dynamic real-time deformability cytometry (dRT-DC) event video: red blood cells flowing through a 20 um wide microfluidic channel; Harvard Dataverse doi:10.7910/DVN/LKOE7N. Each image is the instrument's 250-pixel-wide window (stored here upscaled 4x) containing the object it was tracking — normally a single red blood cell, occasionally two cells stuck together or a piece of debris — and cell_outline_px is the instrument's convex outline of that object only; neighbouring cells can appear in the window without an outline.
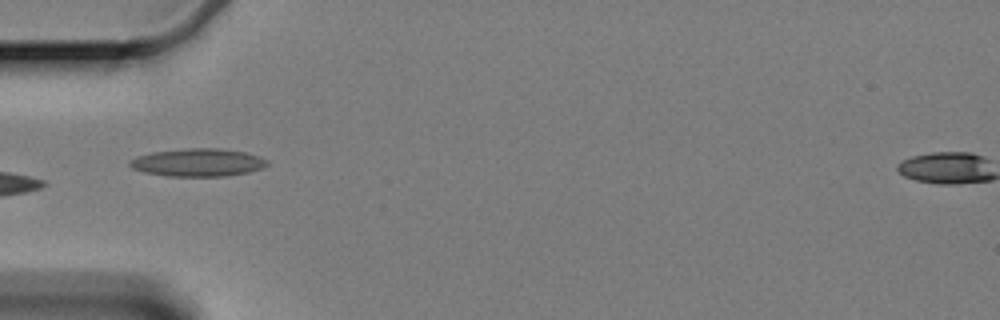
{"species": "Egyptian fruit bat (a non-hibernating species)", "species_latin": "Rousettus aegyptiacus", "temperature_condition": "cold", "stored_images_in_passage": 41, "camera_frame_rate_fps": 3000, "um_per_image_px": 0.085, "animal": {"sex": "female"}, "frame": {"image": 1, "passage_image": 1, "time_ms": 0.0, "image_size_px": [1000, 320], "cell_outline_px": [[268, 164], [260, 168], [248, 172], [224, 176], [168, 176], [144, 172], [132, 168], [128, 164], [136, 156], [152, 152], [188, 148], [216, 148], [244, 152], [260, 156], [268, 160]], "centroid_in_image_um": [16.81, 13.81], "position_along_channel_um": 68.2, "area_um2": 22.14}}
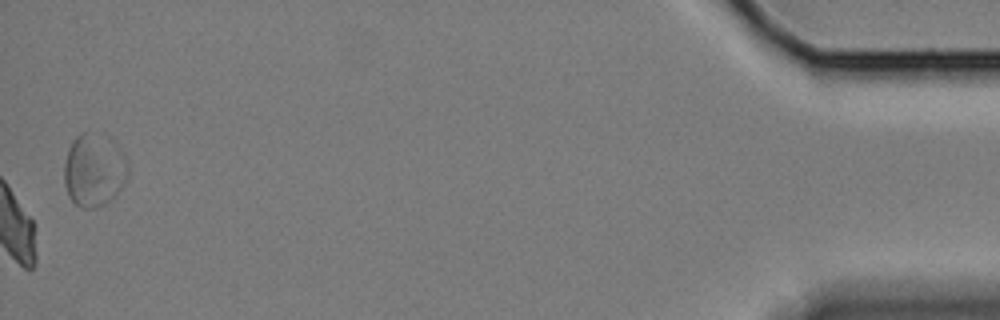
{"frame": {"image": 2, "passage_image": 41, "time_ms": 13.333, "image_size_px": [1000, 320], "cell_outline_px": [[128, 176], [116, 192], [104, 204], [92, 208], [84, 208], [76, 204], [68, 196], [64, 184], [64, 164], [68, 148], [72, 140], [80, 132], [84, 132], [120, 152], [124, 156], [128, 164]], "centroid_in_image_um": [7.9, 14.56], "position_along_channel_um": 427.3, "area_um2": 25.61}, "authors_computed_cell_mechanics": {"area_um2": 22.4842, "velocity_mm_per_s": 3.3324, "shape_relaxation_time_tau1_ms": 4.9514, "shape_relaxation_time_tau2_ms": 2.6181, "deformation_change_tau1": 0.1045, "deformation_change_tau2": 0.0794}}